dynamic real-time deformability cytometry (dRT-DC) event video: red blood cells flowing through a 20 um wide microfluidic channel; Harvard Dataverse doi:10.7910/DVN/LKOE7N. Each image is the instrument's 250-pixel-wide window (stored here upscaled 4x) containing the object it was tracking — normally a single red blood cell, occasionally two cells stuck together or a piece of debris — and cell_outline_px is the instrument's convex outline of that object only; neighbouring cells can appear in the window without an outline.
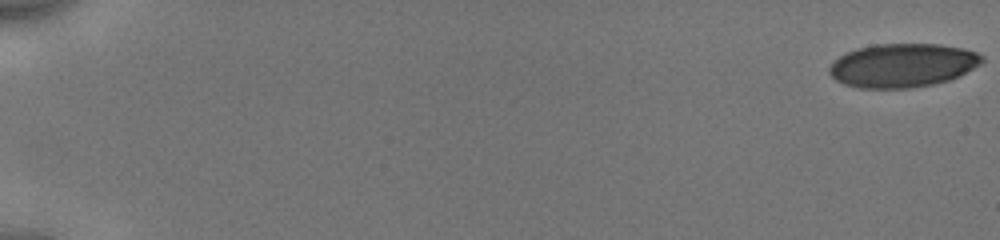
{"species": "human", "species_latin": "Homo sapiens", "temperature_condition": "cold", "stored_images_in_passage": 16, "camera_frame_rate_fps": 3000, "um_per_image_px": 0.085, "donor": {"sex": "male"}, "frame": {"image": 1, "passage_image": 1, "time_ms": 0.0, "image_size_px": [1000, 240], "cell_outline_px": [[984, 60], [980, 64], [960, 76], [948, 80], [932, 84], [908, 88], [860, 88], [844, 84], [836, 80], [828, 72], [828, 68], [840, 56], [856, 48], [876, 44], [940, 44], [960, 48], [976, 52], [984, 56]], "centroid_in_image_um": [76.72, 5.55], "position_along_channel_um": 8.3, "area_um2": 38.73}}
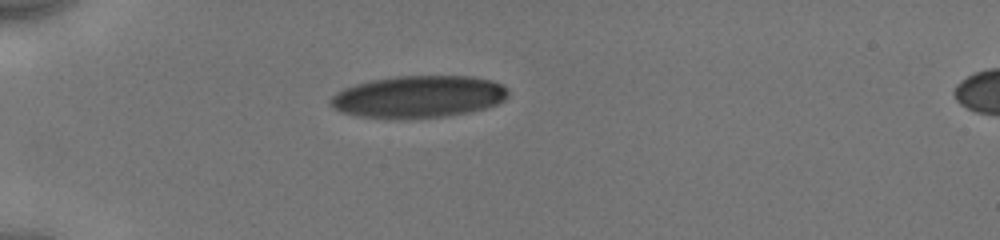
{"frame": {"image": 2, "passage_image": 10, "time_ms": 5.333, "image_size_px": [1000, 240], "cell_outline_px": [[508, 96], [504, 100], [496, 104], [484, 108], [468, 112], [444, 116], [360, 116], [340, 112], [332, 108], [328, 104], [328, 100], [336, 92], [344, 88], [356, 84], [372, 80], [396, 76], [472, 76], [492, 80], [508, 88]], "centroid_in_image_um": [35.57, 8.18], "position_along_channel_um": 49.4, "area_um2": 42.77}}
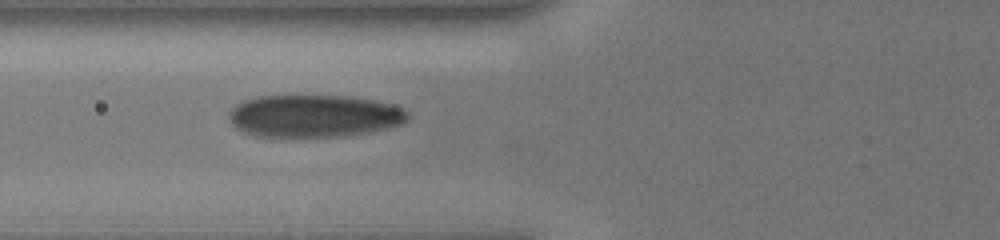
{"frame": {"image": 3, "passage_image": 14, "time_ms": 7.333, "image_size_px": [1000, 240], "cell_outline_px": [[412, 116], [408, 120], [400, 124], [384, 128], [364, 132], [328, 136], [256, 136], [232, 124], [228, 116], [228, 112], [236, 104], [244, 100], [256, 96], [348, 96], [376, 100], [392, 104], [408, 112]], "centroid_in_image_um": [26.69, 9.83], "position_along_channel_um": 99.1, "area_um2": 43.58}}